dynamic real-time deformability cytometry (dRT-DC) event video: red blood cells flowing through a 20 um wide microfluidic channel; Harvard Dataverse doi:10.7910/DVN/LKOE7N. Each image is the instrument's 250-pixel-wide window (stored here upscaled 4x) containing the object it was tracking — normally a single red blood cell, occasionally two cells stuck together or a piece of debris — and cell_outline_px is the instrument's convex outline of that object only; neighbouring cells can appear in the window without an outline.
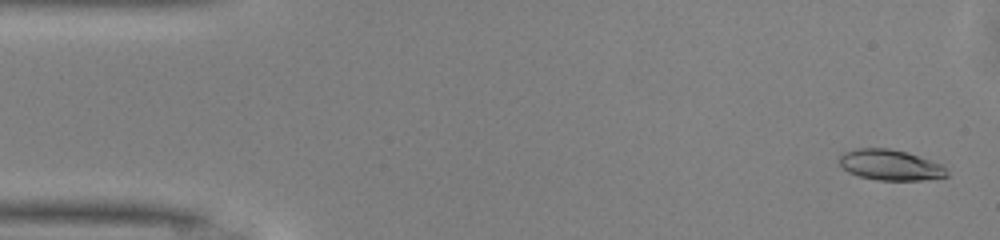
{"species": "common noctule bat (a hibernating species)", "species_latin": "Nyctalus noctula", "temperature_condition": "warm", "stored_images_in_passage": 48, "camera_frame_rate_fps": 3000, "um_per_image_px": 0.085, "animal": {"sex": "male", "body_mass_g": 13.0, "forearm_length_mm": 53.1}, "frame": {"image": 1, "passage_image": 2, "time_ms": 0.333, "image_size_px": [1000, 240], "cell_outline_px": [[948, 176], [920, 180], [876, 180], [860, 176], [848, 172], [840, 164], [840, 156], [844, 152], [856, 148], [888, 148], [904, 152], [940, 164], [948, 172]], "centroid_in_image_um": [75.63, 14.03], "position_along_channel_um": 9.4, "area_um2": 18.79}}
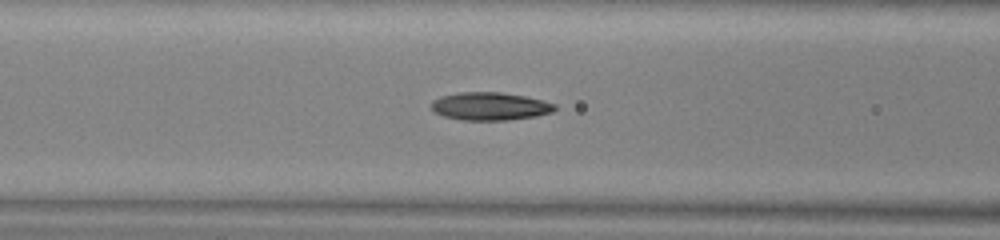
{"frame": {"image": 2, "passage_image": 19, "time_ms": 6.0, "image_size_px": [1000, 240], "cell_outline_px": [[556, 108], [552, 112], [536, 116], [508, 120], [460, 120], [444, 116], [436, 112], [432, 108], [432, 100], [440, 96], [460, 92], [500, 92], [524, 96], [556, 104]], "centroid_in_image_um": [41.64, 9.03], "position_along_channel_um": 125.0, "area_um2": 20.0}}
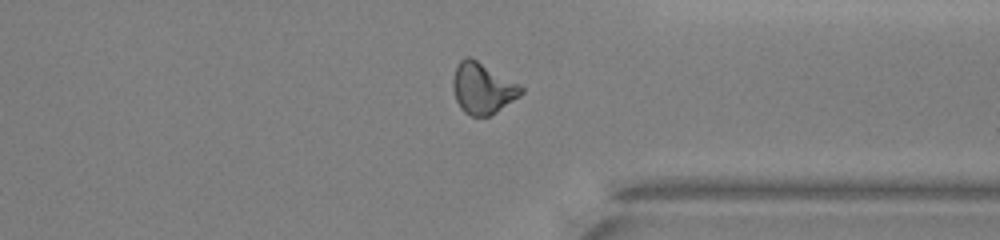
{"frame": {"image": 3, "passage_image": 37, "time_ms": 12.0, "image_size_px": [1000, 240], "cell_outline_px": [[524, 92], [520, 96], [496, 112], [488, 116], [472, 116], [464, 112], [460, 108], [456, 100], [452, 88], [452, 80], [456, 64], [464, 56], [468, 56], [476, 60], [520, 84], [524, 88]], "centroid_in_image_um": [41.0, 7.5], "position_along_channel_um": 370.4, "area_um2": 20.35}}